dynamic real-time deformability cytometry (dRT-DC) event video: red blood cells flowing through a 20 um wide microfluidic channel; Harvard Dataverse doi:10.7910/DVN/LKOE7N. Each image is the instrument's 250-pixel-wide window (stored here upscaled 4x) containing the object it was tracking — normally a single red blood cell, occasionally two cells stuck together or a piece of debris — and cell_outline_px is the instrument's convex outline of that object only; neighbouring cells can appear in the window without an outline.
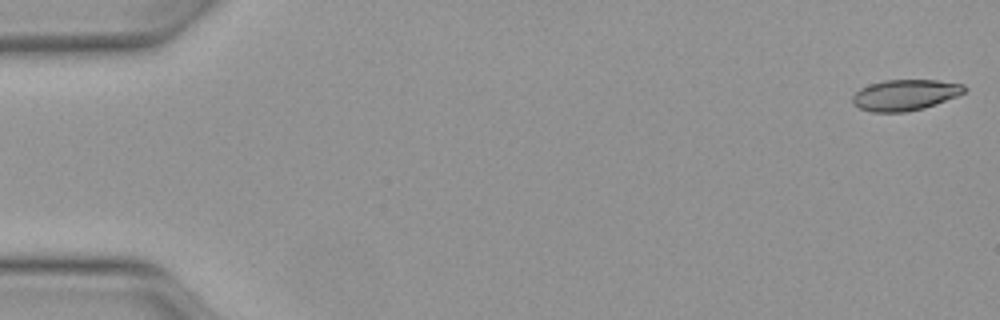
{"species": "Egyptian fruit bat (a non-hibernating species)", "species_latin": "Rousettus aegyptiacus", "temperature_condition": "warm", "stored_images_in_passage": 17, "camera_frame_rate_fps": 3000, "um_per_image_px": 0.085, "animal": {"sex": "female"}, "frame": {"image": 1, "passage_image": 1, "time_ms": 0.0, "image_size_px": [1000, 320], "cell_outline_px": [[968, 88], [964, 92], [956, 96], [936, 104], [924, 108], [908, 112], [872, 112], [860, 108], [852, 104], [852, 96], [860, 88], [884, 80], [936, 80], [964, 84]], "centroid_in_image_um": [76.93, 8.07], "position_along_channel_um": 8.1, "area_um2": 20.17}}